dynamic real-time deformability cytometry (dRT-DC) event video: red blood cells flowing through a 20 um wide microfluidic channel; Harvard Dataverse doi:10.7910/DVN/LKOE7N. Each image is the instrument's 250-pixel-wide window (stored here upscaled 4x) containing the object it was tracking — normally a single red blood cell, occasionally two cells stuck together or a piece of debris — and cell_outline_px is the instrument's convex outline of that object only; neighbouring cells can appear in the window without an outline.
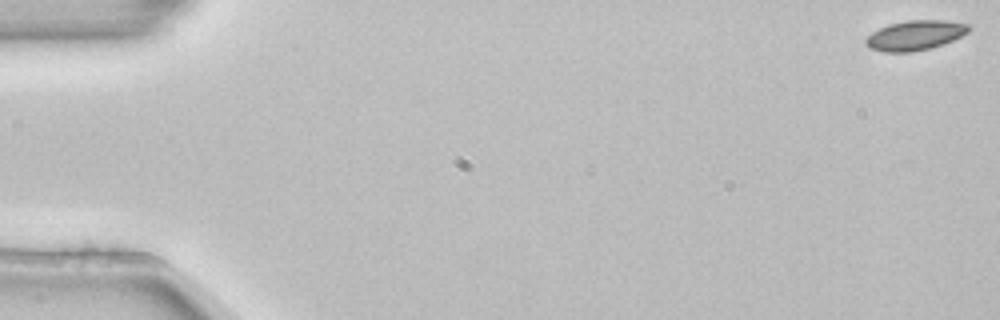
{"species": "common noctule bat (a hibernating species)", "species_latin": "Nyctalus noctula", "temperature_condition": "room temperature", "stored_images_in_passage": 4, "camera_frame_rate_fps": 3000, "um_per_image_px": 0.085, "animal": {"sex": "female", "body_mass_g": 22.7, "forearm_length_mm": 54.2}, "frame": {"image": 1, "passage_image": 1, "time_ms": 0.0, "image_size_px": [1000, 320], "cell_outline_px": [[972, 28], [968, 32], [952, 40], [928, 48], [912, 52], [884, 52], [868, 48], [864, 44], [864, 40], [872, 32], [888, 24], [908, 20], [944, 20], [972, 24]], "centroid_in_image_um": [77.77, 2.99], "position_along_channel_um": 7.2, "area_um2": 17.92}}
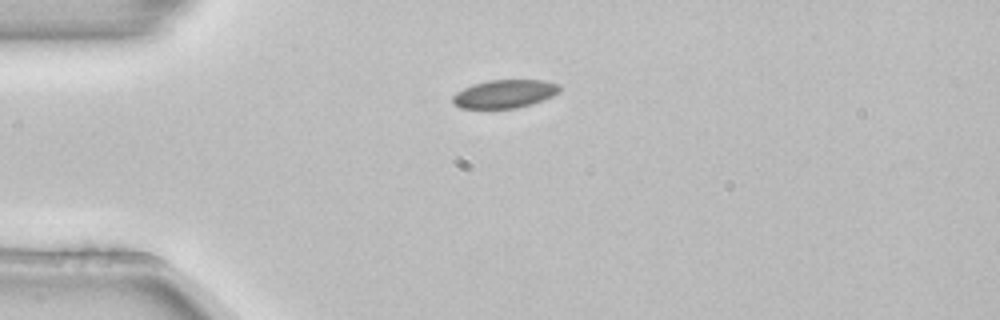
{"frame": {"image": 2, "passage_image": 3, "time_ms": 0.667, "image_size_px": [1000, 320], "cell_outline_px": [[560, 92], [552, 96], [532, 104], [516, 108], [460, 108], [452, 104], [452, 96], [456, 92], [472, 84], [488, 80], [544, 80], [560, 84]], "centroid_in_image_um": [42.88, 7.97], "position_along_channel_um": 42.1, "area_um2": 17.74}}